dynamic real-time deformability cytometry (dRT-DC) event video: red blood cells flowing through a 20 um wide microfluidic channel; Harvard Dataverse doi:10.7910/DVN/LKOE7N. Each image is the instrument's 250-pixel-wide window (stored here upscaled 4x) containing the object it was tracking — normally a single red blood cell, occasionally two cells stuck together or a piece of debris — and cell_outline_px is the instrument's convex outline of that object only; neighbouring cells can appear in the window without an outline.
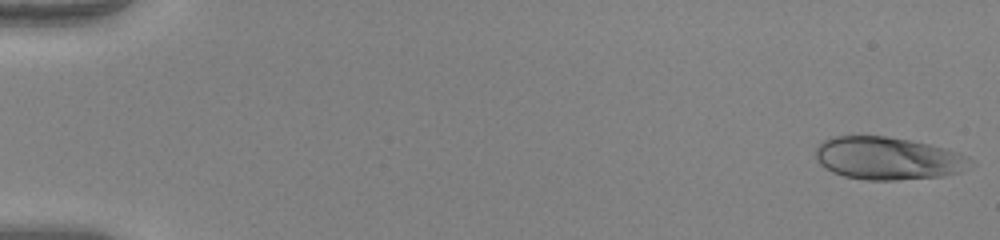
{"species": "human", "species_latin": "Homo sapiens", "temperature_condition": "warm", "stored_images_in_passage": 50, "camera_frame_rate_fps": 3000, "um_per_image_px": 0.085, "donor": {"sex": "female"}, "frame": {"image": 1, "passage_image": 1, "time_ms": 0.0, "image_size_px": [1000, 240], "cell_outline_px": [[976, 164], [960, 172], [944, 176], [896, 180], [868, 180], [844, 176], [832, 172], [824, 168], [816, 160], [816, 148], [824, 140], [832, 136], [888, 136], [928, 144], [944, 148], [968, 156]], "centroid_in_image_um": [75.49, 13.46], "position_along_channel_um": 9.5, "area_um2": 38.67}}
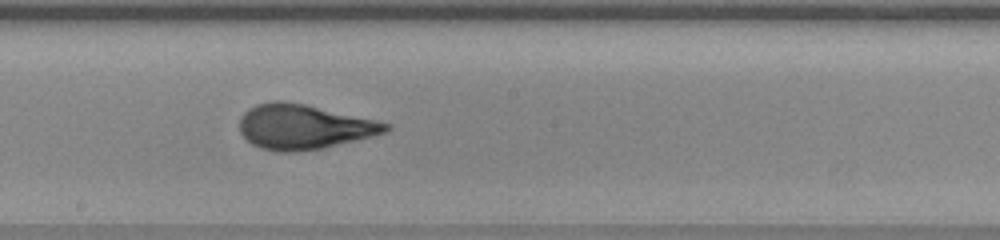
{"frame": {"image": 2, "passage_image": 29, "time_ms": 9.333, "image_size_px": [1000, 240], "cell_outline_px": [[392, 128], [388, 132], [372, 136], [320, 148], [296, 152], [276, 152], [260, 148], [252, 144], [240, 132], [240, 116], [248, 108], [256, 104], [272, 100], [284, 100], [304, 104], [376, 120], [392, 124]], "centroid_in_image_um": [25.8, 10.77], "position_along_channel_um": 222.4, "area_um2": 38.15}}
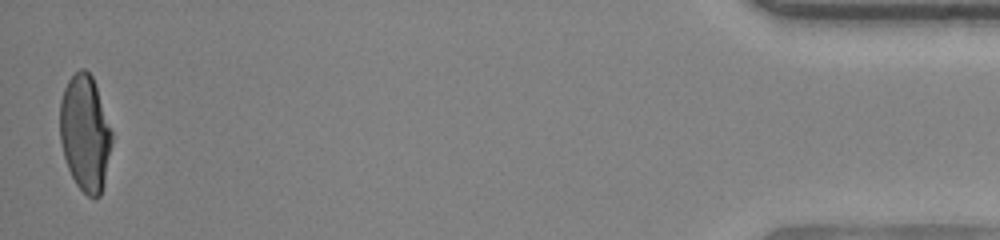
{"frame": {"image": 3, "passage_image": 50, "time_ms": 16.333, "image_size_px": [1000, 240], "cell_outline_px": [[112, 144], [104, 184], [100, 196], [88, 196], [76, 184], [68, 168], [64, 156], [60, 140], [60, 100], [64, 88], [68, 80], [80, 68], [84, 68], [92, 76], [112, 132]], "centroid_in_image_um": [7.23, 11.32], "position_along_channel_um": 428.0, "area_um2": 34.85}, "authors_computed_cell_mechanics": {"area_um2": 37.4833, "velocity_mm_per_s": 4.1198, "shape_relaxation_time_tau1_ms": 6.0898, "shape_relaxation_time_tau2_ms": null, "deformation_change_tau1": 0.2686, "deformation_change_tau2": null}}